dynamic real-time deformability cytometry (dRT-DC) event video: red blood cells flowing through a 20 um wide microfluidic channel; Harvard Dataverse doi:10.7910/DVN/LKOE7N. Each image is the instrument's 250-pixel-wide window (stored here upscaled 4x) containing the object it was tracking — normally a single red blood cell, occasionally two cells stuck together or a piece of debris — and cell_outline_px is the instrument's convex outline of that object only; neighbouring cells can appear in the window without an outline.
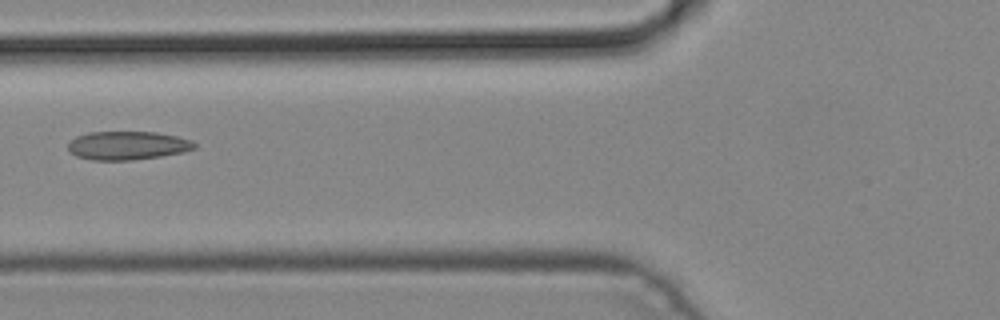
{"species": "common noctule bat (a hibernating species)", "species_latin": "Nyctalus noctula", "temperature_condition": "cold", "stored_images_in_passage": 5, "camera_frame_rate_fps": 3000, "um_per_image_px": 0.085, "animal": {"sex": "male", "body_mass_g": 19.2, "forearm_length_mm": 51.8}, "frame": {"image": 1, "passage_image": 5, "time_ms": 1.333, "image_size_px": [1000, 320], "cell_outline_px": [[196, 148], [184, 152], [160, 156], [132, 160], [92, 160], [76, 156], [68, 148], [68, 144], [76, 136], [88, 132], [156, 132], [176, 136], [192, 140], [196, 144]], "centroid_in_image_um": [10.86, 12.36], "position_along_channel_um": 114.9, "area_um2": 20.98}}